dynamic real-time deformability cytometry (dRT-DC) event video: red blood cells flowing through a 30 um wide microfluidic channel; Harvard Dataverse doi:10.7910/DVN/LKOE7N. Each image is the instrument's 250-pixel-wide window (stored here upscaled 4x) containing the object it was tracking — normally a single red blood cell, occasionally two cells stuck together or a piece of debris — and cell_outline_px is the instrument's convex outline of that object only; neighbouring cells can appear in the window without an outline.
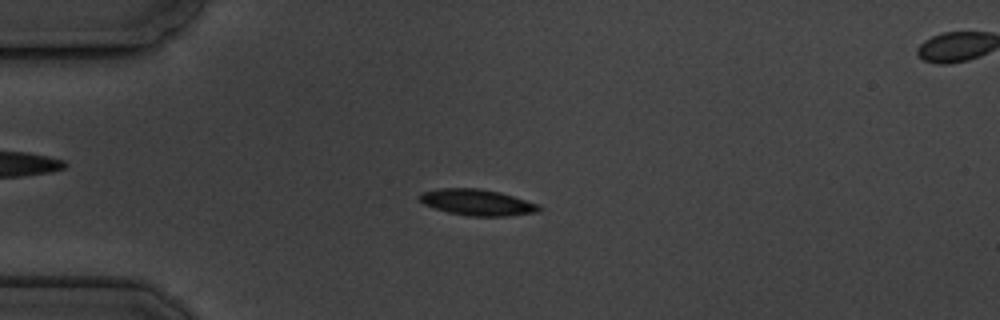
{"species": "common noctule bat (a hibernating species)", "species_latin": "Nyctalus noctula", "temperature_condition": "cold", "stored_images_in_passage": 6, "camera_frame_rate_fps": 3000, "um_per_image_px": 0.085, "animal": {"sex": "male", "body_mass_g": 19.5, "forearm_length_mm": 54.6}, "frame": {"image": 1, "passage_image": 4, "time_ms": 3.333, "image_size_px": [1000, 320], "cell_outline_px": [[544, 208], [540, 212], [508, 216], [468, 216], [448, 212], [424, 204], [416, 196], [420, 192], [440, 188], [480, 188], [500, 192], [540, 204]], "centroid_in_image_um": [40.6, 17.2], "position_along_channel_um": 44.4, "area_um2": 18.5}}